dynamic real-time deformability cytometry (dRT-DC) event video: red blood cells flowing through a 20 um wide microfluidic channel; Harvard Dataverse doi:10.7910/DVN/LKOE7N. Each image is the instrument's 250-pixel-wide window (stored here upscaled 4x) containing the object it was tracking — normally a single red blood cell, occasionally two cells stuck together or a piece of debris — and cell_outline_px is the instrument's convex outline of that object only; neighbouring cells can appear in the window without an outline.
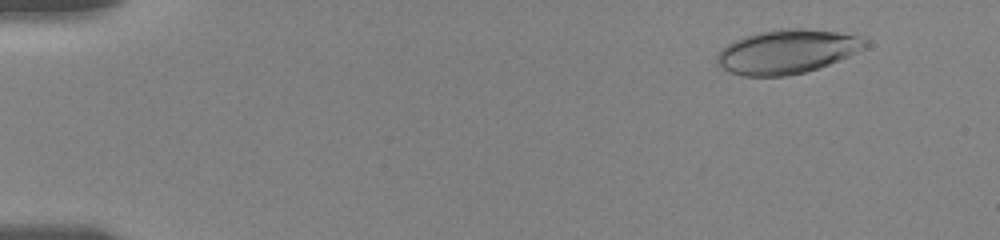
{"species": "human", "species_latin": "Homo sapiens", "temperature_condition": "room temperature", "stored_images_in_passage": 51, "camera_frame_rate_fps": 3000, "um_per_image_px": 0.085, "donor": {"sex": "female"}, "frame": {"image": 1, "passage_image": 6, "time_ms": 1.667, "image_size_px": [1000, 240], "cell_outline_px": [[868, 44], [864, 48], [848, 56], [828, 64], [804, 72], [784, 76], [744, 76], [728, 72], [716, 64], [716, 56], [728, 44], [744, 36], [756, 32], [780, 28], [800, 28], [836, 32], [856, 36], [864, 40]], "centroid_in_image_um": [66.84, 4.39], "position_along_channel_um": 18.2, "area_um2": 37.63}}
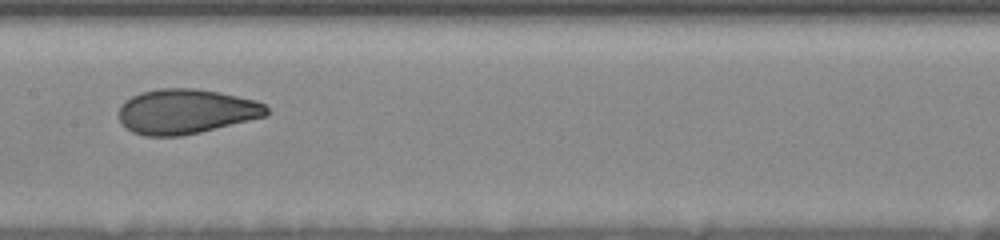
{"frame": {"image": 2, "passage_image": 30, "time_ms": 9.667, "image_size_px": [1000, 240], "cell_outline_px": [[268, 116], [200, 132], [180, 136], [144, 136], [132, 132], [120, 120], [120, 104], [132, 96], [140, 92], [160, 88], [196, 88], [220, 92], [256, 100], [264, 104], [268, 108]], "centroid_in_image_um": [15.83, 9.47], "position_along_channel_um": 191.6, "area_um2": 38.67}}
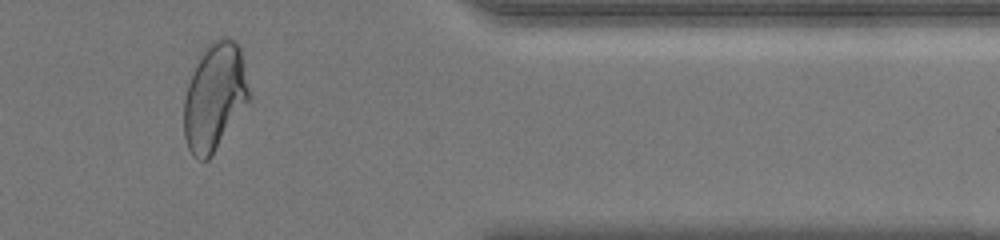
{"frame": {"image": 3, "passage_image": 46, "time_ms": 15.667, "image_size_px": [1000, 240], "cell_outline_px": [[252, 96], [212, 156], [208, 160], [200, 160], [192, 156], [188, 148], [184, 136], [184, 100], [188, 84], [200, 56], [204, 48], [212, 40], [220, 36], [224, 36], [236, 40], [240, 48]], "centroid_in_image_um": [18.26, 8.22], "position_along_channel_um": 393.1, "area_um2": 41.04}, "authors_computed_cell_mechanics": {"area_um2": 38.6682, "velocity_mm_per_s": 3.6298, "shape_relaxation_time_tau1_ms": 5.4395, "shape_relaxation_time_tau2_ms": 0.9305, "deformation_change_tau1": 0.1835, "deformation_change_tau2": 0.0662}}